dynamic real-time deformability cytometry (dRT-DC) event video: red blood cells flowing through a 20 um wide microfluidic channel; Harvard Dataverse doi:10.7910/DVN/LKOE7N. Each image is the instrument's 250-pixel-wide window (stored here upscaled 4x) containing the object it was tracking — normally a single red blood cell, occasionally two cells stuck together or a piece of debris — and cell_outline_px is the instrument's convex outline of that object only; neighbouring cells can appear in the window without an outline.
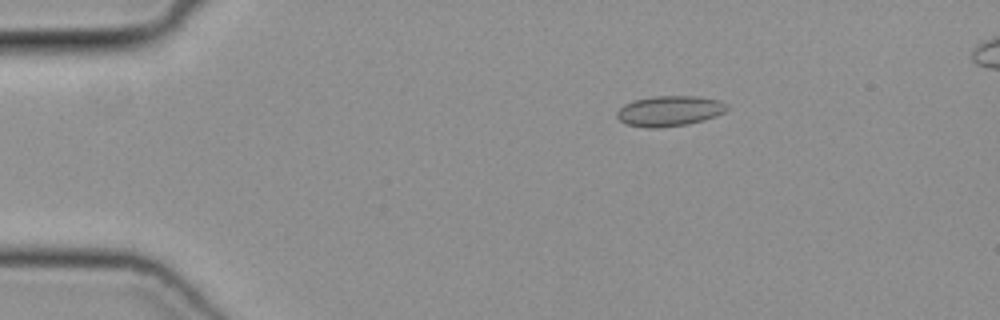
{"species": "common noctule bat (a hibernating species)", "species_latin": "Nyctalus noctula", "temperature_condition": "cold", "stored_images_in_passage": 46, "segment_of_instrument_passage": [1, 2], "camera_frame_rate_fps": 3000, "um_per_image_px": 0.085, "animal": {"sex": "female", "body_mass_g": 19.3, "forearm_length_mm": 54.1}, "frame": {"image": 1, "passage_image": 4, "time_ms": 1.0, "image_size_px": [1000, 320], "cell_outline_px": [[728, 108], [724, 112], [716, 116], [704, 120], [688, 124], [656, 128], [652, 128], [628, 124], [620, 120], [616, 116], [616, 112], [624, 104], [632, 100], [652, 96], [700, 96], [720, 100], [728, 104]], "centroid_in_image_um": [56.93, 9.41], "position_along_channel_um": 28.1, "area_um2": 19.59}}
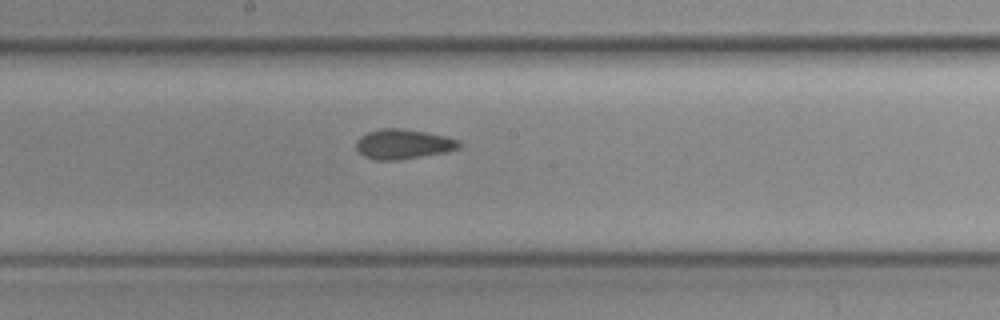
{"frame": {"image": 2, "passage_image": 22, "time_ms": 7.0, "image_size_px": [1000, 320], "cell_outline_px": [[460, 148], [444, 152], [400, 160], [376, 160], [364, 156], [356, 148], [356, 140], [360, 136], [368, 132], [384, 128], [400, 128], [424, 132], [444, 136], [460, 140]], "centroid_in_image_um": [34.25, 12.25], "position_along_channel_um": 213.9, "area_um2": 17.74}}
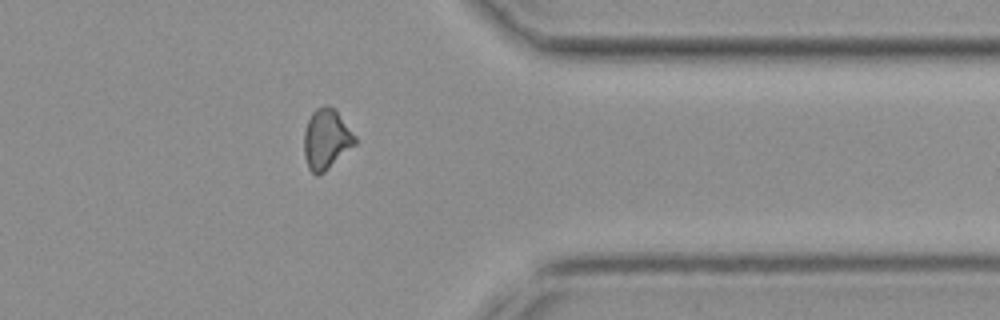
{"frame": {"image": 3, "passage_image": 35, "time_ms": 11.333, "image_size_px": [1000, 320], "cell_outline_px": [[356, 144], [324, 172], [316, 176], [308, 168], [304, 156], [304, 132], [308, 120], [312, 112], [316, 108], [324, 104], [328, 104], [336, 108], [356, 136]], "centroid_in_image_um": [27.74, 11.79], "position_along_channel_um": 383.7, "area_um2": 18.15}}